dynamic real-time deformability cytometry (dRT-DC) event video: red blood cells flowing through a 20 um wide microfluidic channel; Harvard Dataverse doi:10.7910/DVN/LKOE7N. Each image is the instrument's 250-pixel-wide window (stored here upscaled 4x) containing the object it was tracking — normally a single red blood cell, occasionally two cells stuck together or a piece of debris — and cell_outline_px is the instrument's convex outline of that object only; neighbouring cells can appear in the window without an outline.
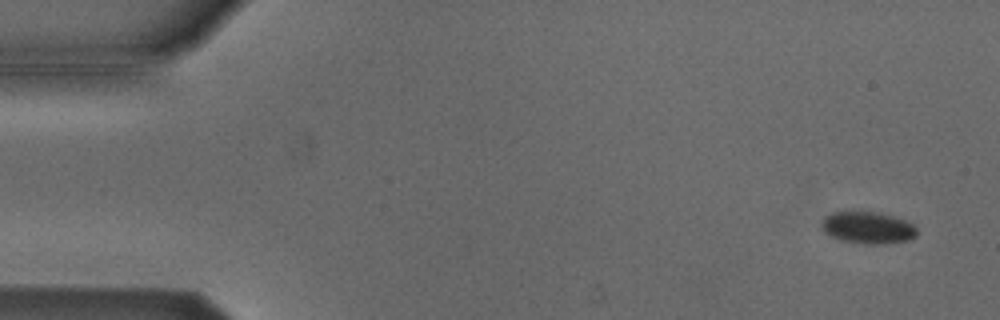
{"species": "Egyptian fruit bat (a non-hibernating species)", "species_latin": "Rousettus aegyptiacus", "temperature_condition": "cold", "stored_images_in_passage": 5, "camera_frame_rate_fps": 3000, "um_per_image_px": 0.085, "animal": {"sex": "male"}, "frame": {"image": 1, "passage_image": 1, "time_ms": 0.0, "image_size_px": [1000, 320], "cell_outline_px": [[916, 236], [908, 240], [880, 244], [864, 244], [840, 240], [824, 232], [820, 224], [824, 216], [832, 212], [876, 212], [892, 216], [904, 220], [912, 224], [916, 228]], "centroid_in_image_um": [73.72, 19.35], "position_along_channel_um": 11.3, "area_um2": 17.63}}